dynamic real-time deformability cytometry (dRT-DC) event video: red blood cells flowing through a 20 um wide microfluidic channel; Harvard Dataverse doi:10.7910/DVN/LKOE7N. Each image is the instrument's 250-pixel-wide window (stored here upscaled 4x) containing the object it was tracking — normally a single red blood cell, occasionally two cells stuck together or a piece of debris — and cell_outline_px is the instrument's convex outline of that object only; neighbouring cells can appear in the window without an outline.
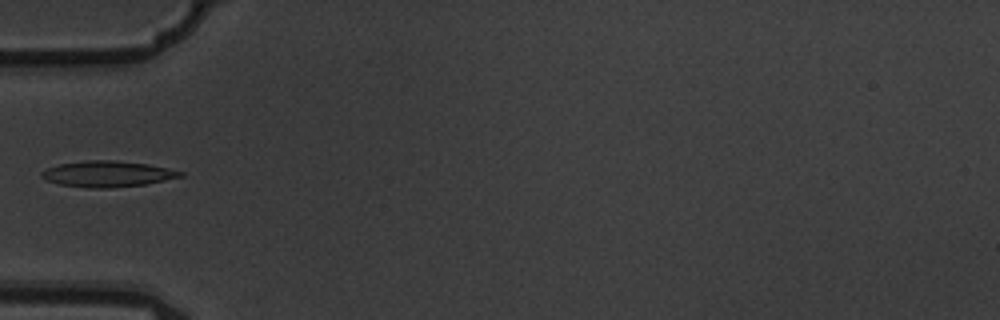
{"species": "common noctule bat (a hibernating species)", "species_latin": "Nyctalus noctula", "temperature_condition": "warm", "stored_images_in_passage": 7, "camera_frame_rate_fps": 3000, "um_per_image_px": 0.085, "animal": {"sex": "male", "body_mass_g": 19.5, "forearm_length_mm": 54.6}, "frame": {"image": 1, "passage_image": 6, "time_ms": 1.667, "image_size_px": [1000, 320], "cell_outline_px": [[184, 176], [144, 184], [108, 188], [88, 188], [60, 184], [44, 180], [40, 176], [40, 172], [48, 168], [60, 164], [88, 160], [116, 160], [148, 164], [168, 168], [184, 172]], "centroid_in_image_um": [9.12, 14.78], "position_along_channel_um": 75.9, "area_um2": 20.92}}
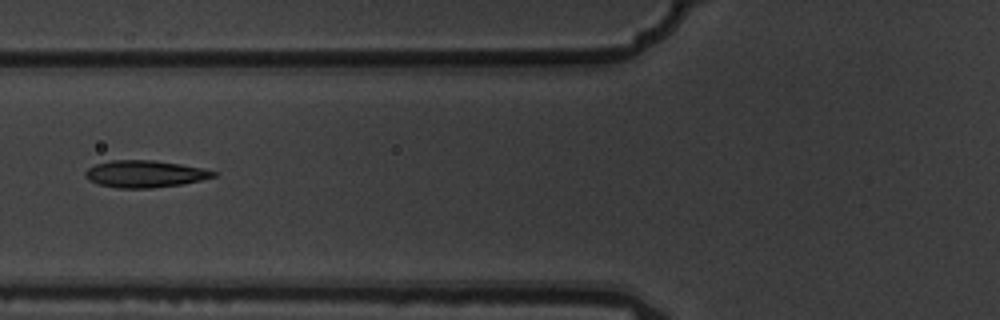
{"frame": {"image": 2, "passage_image": 7, "time_ms": 2.0, "image_size_px": [1000, 320], "cell_outline_px": [[220, 172], [216, 176], [200, 180], [180, 184], [152, 188], [116, 188], [96, 184], [88, 180], [84, 176], [84, 172], [88, 168], [96, 164], [112, 160], [156, 160], [204, 168]], "centroid_in_image_um": [12.3, 14.78], "position_along_channel_um": 113.5, "area_um2": 20.35}}